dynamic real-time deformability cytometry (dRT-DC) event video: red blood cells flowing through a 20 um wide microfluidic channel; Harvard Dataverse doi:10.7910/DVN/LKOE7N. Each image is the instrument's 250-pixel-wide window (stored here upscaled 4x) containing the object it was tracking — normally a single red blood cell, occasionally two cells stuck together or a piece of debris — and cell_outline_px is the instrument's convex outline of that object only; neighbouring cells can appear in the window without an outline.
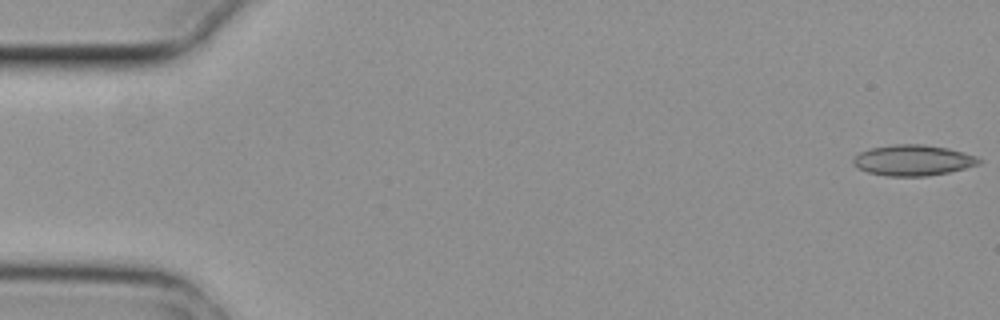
{"species": "common noctule bat (a hibernating species)", "species_latin": "Nyctalus noctula", "temperature_condition": "cold", "stored_images_in_passage": 5, "camera_frame_rate_fps": 3000, "um_per_image_px": 0.085, "animal": {"sex": "female", "body_mass_g": 29.2, "forearm_length_mm": 56.3}, "frame": {"image": 1, "passage_image": 1, "time_ms": 0.0, "image_size_px": [1000, 320], "cell_outline_px": [[984, 160], [980, 164], [948, 172], [928, 176], [888, 176], [868, 172], [856, 168], [852, 164], [852, 160], [860, 152], [868, 148], [892, 144], [924, 144], [948, 148], [976, 156]], "centroid_in_image_um": [77.59, 13.61], "position_along_channel_um": 7.4, "area_um2": 22.72}}
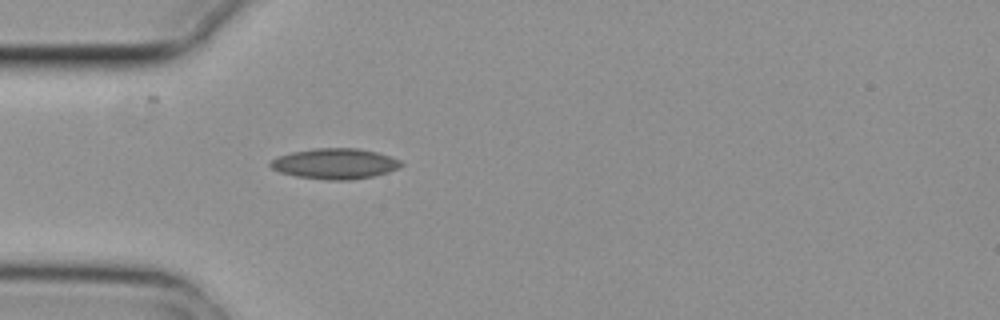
{"frame": {"image": 2, "passage_image": 5, "time_ms": 1.333, "image_size_px": [1000, 320], "cell_outline_px": [[404, 164], [400, 168], [388, 172], [372, 176], [348, 180], [324, 180], [296, 176], [280, 172], [272, 168], [268, 164], [276, 156], [292, 152], [316, 148], [356, 148], [376, 152], [392, 156], [400, 160]], "centroid_in_image_um": [28.48, 13.91], "position_along_channel_um": 56.5, "area_um2": 23.35}}